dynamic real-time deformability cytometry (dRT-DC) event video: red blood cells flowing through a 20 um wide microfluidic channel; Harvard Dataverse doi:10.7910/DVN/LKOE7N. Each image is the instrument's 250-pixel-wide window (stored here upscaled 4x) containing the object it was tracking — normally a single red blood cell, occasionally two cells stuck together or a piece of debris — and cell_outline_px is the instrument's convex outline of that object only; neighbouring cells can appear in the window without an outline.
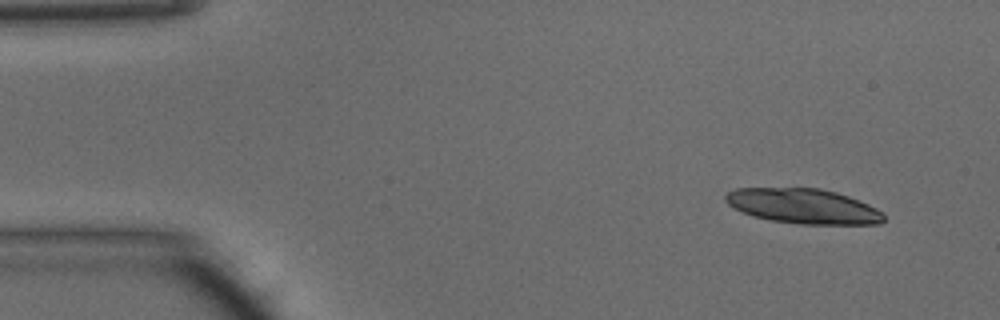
{"species": "common noctule bat (a hibernating species)", "species_latin": "Nyctalus noctula", "temperature_condition": "warm", "stored_images_in_passage": 14, "camera_frame_rate_fps": 3000, "um_per_image_px": 0.085, "animal": {"sex": "male", "body_mass_g": 15.6}, "frame": {"image": 1, "passage_image": 1, "time_ms": 0.0, "image_size_px": [1000, 320], "cell_outline_px": [[884, 220], [880, 224], [800, 224], [772, 220], [752, 216], [728, 204], [724, 200], [724, 196], [728, 192], [736, 188], [820, 188], [836, 192], [860, 200], [884, 212]], "centroid_in_image_um": [68.31, 17.52], "position_along_channel_um": 16.7, "area_um2": 32.19}}